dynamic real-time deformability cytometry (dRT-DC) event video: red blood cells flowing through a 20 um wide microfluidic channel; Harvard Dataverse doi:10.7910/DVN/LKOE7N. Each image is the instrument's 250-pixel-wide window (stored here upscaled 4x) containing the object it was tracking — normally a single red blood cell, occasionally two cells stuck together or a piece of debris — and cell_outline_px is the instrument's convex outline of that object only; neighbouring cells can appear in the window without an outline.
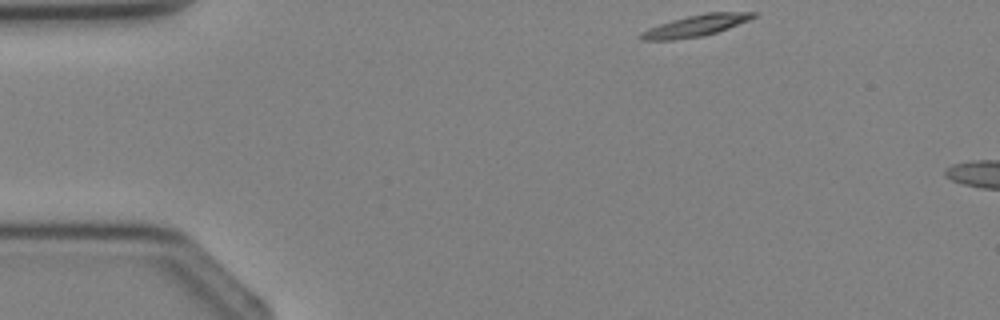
{"species": "Egyptian fruit bat (a non-hibernating species)", "species_latin": "Rousettus aegyptiacus", "temperature_condition": "cold", "stored_images_in_passage": 2, "camera_frame_rate_fps": 3000, "um_per_image_px": 0.085, "animal": {"sex": "female"}, "frame": {"image": 1, "passage_image": 1, "time_ms": 0.0, "image_size_px": [1000, 320], "cell_outline_px": [[760, 12], [756, 16], [748, 20], [728, 28], [716, 32], [700, 36], [672, 40], [640, 40], [636, 36], [640, 32], [648, 28], [672, 20], [688, 16], [708, 12]], "centroid_in_image_um": [59.09, 2.18], "position_along_channel_um": 25.9, "area_um2": 13.99}}